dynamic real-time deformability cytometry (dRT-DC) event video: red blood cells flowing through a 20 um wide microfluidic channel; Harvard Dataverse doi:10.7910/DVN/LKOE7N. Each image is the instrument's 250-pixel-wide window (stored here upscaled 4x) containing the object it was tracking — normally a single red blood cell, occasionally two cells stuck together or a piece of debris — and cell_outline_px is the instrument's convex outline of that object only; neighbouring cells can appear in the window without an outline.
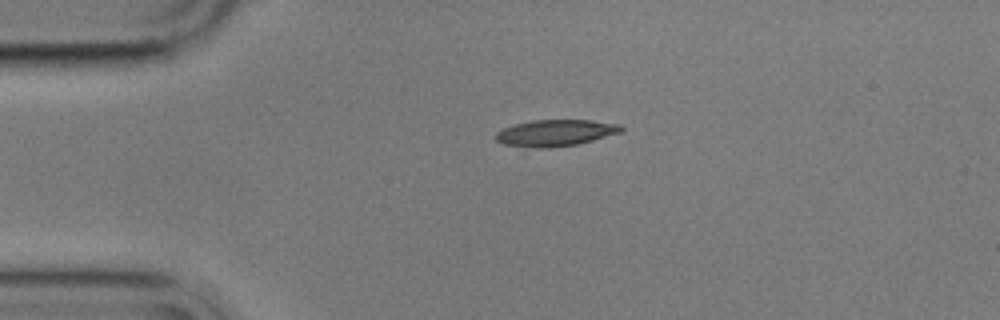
{"species": "common noctule bat (a hibernating species)", "species_latin": "Nyctalus noctula", "temperature_condition": "cold", "stored_images_in_passage": 45, "camera_frame_rate_fps": 3000, "um_per_image_px": 0.085, "animal": {"sex": "male", "body_mass_g": 17.9}, "frame": {"image": 1, "passage_image": 1, "time_ms": 0.0, "image_size_px": [1000, 320], "cell_outline_px": [[624, 128], [620, 132], [592, 140], [576, 144], [548, 148], [536, 148], [504, 144], [496, 140], [496, 132], [504, 128], [516, 124], [532, 120], [592, 120], [620, 124]], "centroid_in_image_um": [47.21, 11.29], "position_along_channel_um": 37.8, "area_um2": 19.13}}
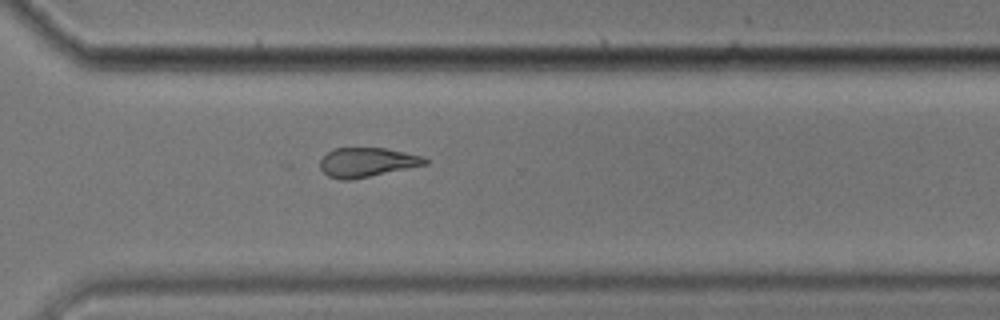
{"frame": {"image": 2, "passage_image": 29, "time_ms": 9.333, "image_size_px": [1000, 320], "cell_outline_px": [[428, 164], [352, 180], [340, 180], [328, 176], [320, 168], [320, 160], [328, 152], [336, 148], [384, 148], [404, 152], [420, 156], [428, 160]], "centroid_in_image_um": [31.17, 13.81], "position_along_channel_um": 339.4, "area_um2": 17.8}}
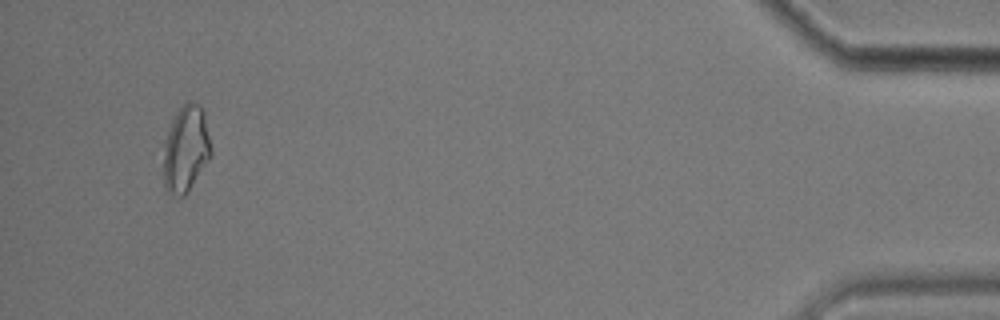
{"frame": {"image": 3, "passage_image": 42, "time_ms": 13.667, "image_size_px": [1000, 320], "cell_outline_px": [[212, 152], [208, 160], [184, 196], [176, 196], [168, 192], [164, 184], [164, 144], [172, 120], [180, 104], [188, 100], [200, 104], [204, 112], [212, 148]], "centroid_in_image_um": [15.81, 12.59], "position_along_channel_um": 419.4, "area_um2": 23.87}}